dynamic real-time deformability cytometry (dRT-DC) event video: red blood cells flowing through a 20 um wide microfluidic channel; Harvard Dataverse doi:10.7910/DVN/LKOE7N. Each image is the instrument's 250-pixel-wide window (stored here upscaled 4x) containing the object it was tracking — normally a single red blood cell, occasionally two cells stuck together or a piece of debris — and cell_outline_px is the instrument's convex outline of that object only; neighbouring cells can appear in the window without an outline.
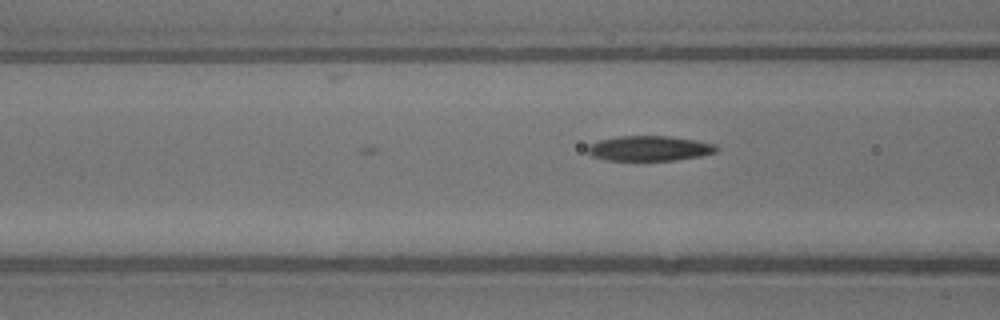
{"species": "common noctule bat (a hibernating species)", "species_latin": "Nyctalus noctula", "temperature_condition": "warm", "stored_images_in_passage": 5, "camera_frame_rate_fps": 3000, "um_per_image_px": 0.085, "animal": {"sex": "male", "body_mass_g": 13.3}, "frame": {"image": 1, "passage_image": 5, "time_ms": 1.333, "image_size_px": [1000, 320], "cell_outline_px": [[720, 148], [716, 152], [700, 156], [676, 160], [608, 160], [592, 156], [588, 152], [588, 144], [600, 140], [620, 136], [668, 136], [696, 140], [716, 144]], "centroid_in_image_um": [55.24, 12.61], "position_along_channel_um": 111.4, "area_um2": 18.79}}